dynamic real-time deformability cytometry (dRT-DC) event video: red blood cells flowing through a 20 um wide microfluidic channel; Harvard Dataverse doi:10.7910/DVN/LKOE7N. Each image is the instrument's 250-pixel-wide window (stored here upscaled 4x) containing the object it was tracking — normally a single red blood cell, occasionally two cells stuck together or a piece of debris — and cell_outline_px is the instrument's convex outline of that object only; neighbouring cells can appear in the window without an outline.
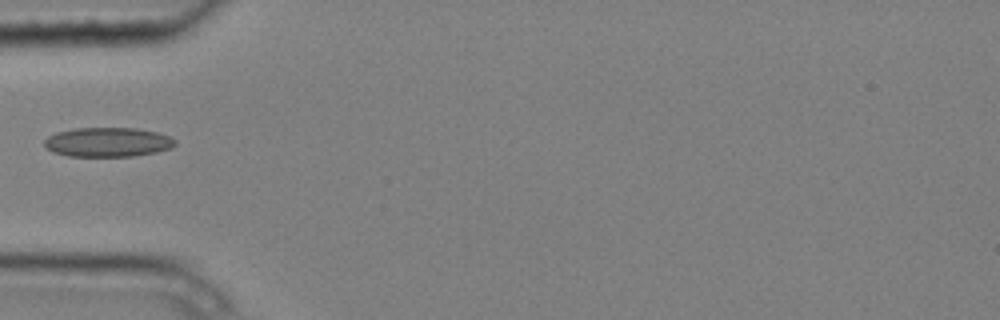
{"species": "common noctule bat (a hibernating species)", "species_latin": "Nyctalus noctula", "temperature_condition": "cold", "stored_images_in_passage": 5, "camera_frame_rate_fps": 3000, "um_per_image_px": 0.085, "animal": {"sex": "male", "body_mass_g": 20.4}, "frame": {"image": 1, "passage_image": 4, "time_ms": 1.0, "image_size_px": [1000, 320], "cell_outline_px": [[176, 144], [172, 148], [156, 152], [132, 156], [68, 156], [52, 152], [44, 144], [44, 140], [48, 136], [56, 132], [76, 128], [136, 128], [156, 132], [172, 136], [176, 140]], "centroid_in_image_um": [9.18, 12.08], "position_along_channel_um": 75.8, "area_um2": 22.48}}
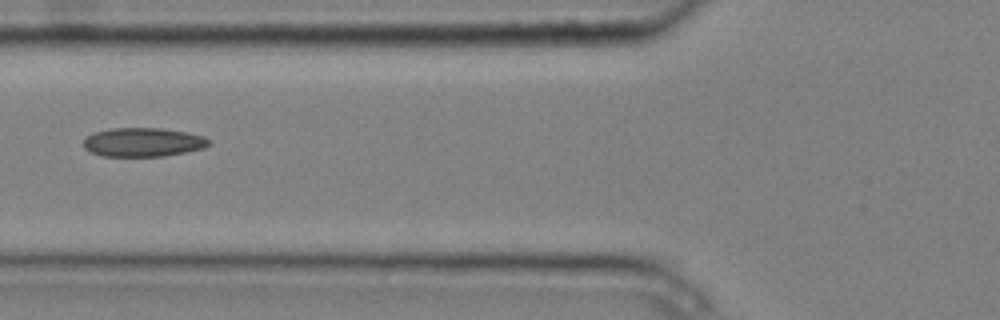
{"frame": {"image": 2, "passage_image": 5, "time_ms": 1.333, "image_size_px": [1000, 320], "cell_outline_px": [[208, 144], [204, 148], [164, 156], [104, 156], [92, 152], [84, 148], [84, 136], [92, 132], [112, 128], [160, 128], [188, 132], [204, 136], [208, 140]], "centroid_in_image_um": [12.12, 12.07], "position_along_channel_um": 113.7, "area_um2": 21.1}}